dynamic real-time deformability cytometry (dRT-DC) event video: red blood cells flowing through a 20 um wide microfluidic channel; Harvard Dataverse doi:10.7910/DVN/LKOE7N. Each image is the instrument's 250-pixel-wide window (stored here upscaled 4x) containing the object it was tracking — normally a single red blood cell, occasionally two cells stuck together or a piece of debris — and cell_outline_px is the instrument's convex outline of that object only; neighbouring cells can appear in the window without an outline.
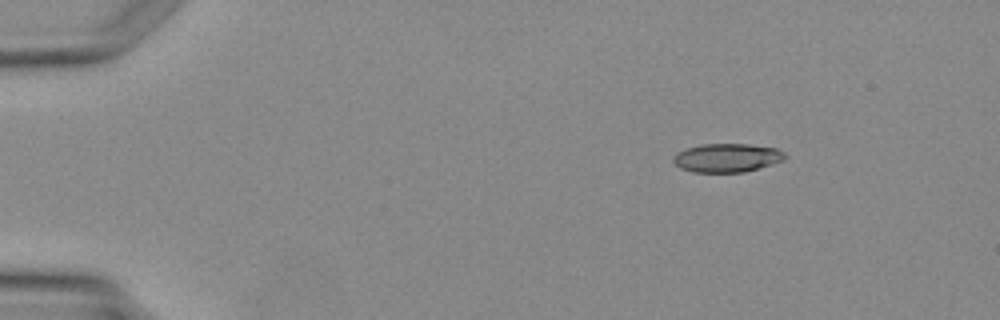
{"species": "Egyptian fruit bat (a non-hibernating species)", "species_latin": "Rousettus aegyptiacus", "temperature_condition": "warm", "stored_images_in_passage": 3, "camera_frame_rate_fps": 3000, "um_per_image_px": 0.085, "animal": {"sex": "female"}, "frame": {"image": 1, "passage_image": 1, "time_ms": 0.0, "image_size_px": [1000, 320], "cell_outline_px": [[788, 156], [784, 160], [772, 164], [744, 172], [692, 172], [680, 168], [672, 160], [672, 156], [676, 152], [688, 148], [704, 144], [748, 144], [776, 148], [784, 152]], "centroid_in_image_um": [61.79, 13.41], "position_along_channel_um": 23.2, "area_um2": 18.67}}